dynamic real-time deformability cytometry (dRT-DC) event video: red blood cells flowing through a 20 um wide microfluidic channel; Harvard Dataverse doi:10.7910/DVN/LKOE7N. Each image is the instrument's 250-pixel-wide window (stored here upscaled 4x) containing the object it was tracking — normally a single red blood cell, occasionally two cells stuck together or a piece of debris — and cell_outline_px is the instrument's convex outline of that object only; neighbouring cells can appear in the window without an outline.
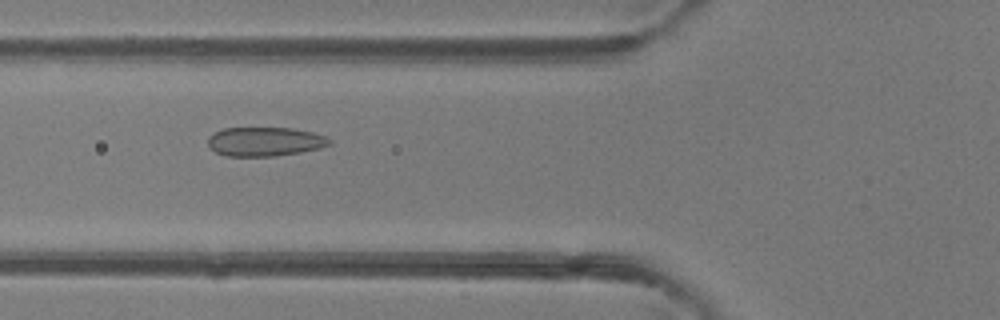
{"species": "common noctule bat (a hibernating species)", "species_latin": "Nyctalus noctula", "temperature_condition": "room temperature", "stored_images_in_passage": 7, "camera_frame_rate_fps": 3000, "um_per_image_px": 0.085, "animal": {"sex": "female"}, "frame": {"image": 1, "passage_image": 6, "time_ms": 1.667, "image_size_px": [1000, 320], "cell_outline_px": [[332, 144], [320, 148], [300, 152], [276, 156], [228, 156], [216, 152], [208, 148], [208, 136], [224, 128], [292, 128], [312, 132], [324, 136], [332, 140]], "centroid_in_image_um": [22.51, 12.04], "position_along_channel_um": 103.3, "area_um2": 20.63}}
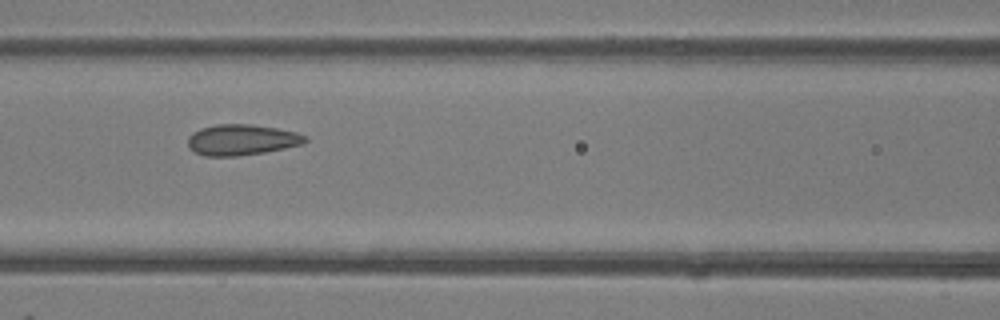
{"frame": {"image": 2, "passage_image": 7, "time_ms": 2.0, "image_size_px": [1000, 320], "cell_outline_px": [[308, 140], [304, 144], [264, 152], [236, 156], [204, 156], [188, 148], [188, 136], [192, 132], [200, 128], [216, 124], [252, 124], [276, 128], [296, 132], [304, 136]], "centroid_in_image_um": [20.51, 11.88], "position_along_channel_um": 146.1, "area_um2": 21.1}}